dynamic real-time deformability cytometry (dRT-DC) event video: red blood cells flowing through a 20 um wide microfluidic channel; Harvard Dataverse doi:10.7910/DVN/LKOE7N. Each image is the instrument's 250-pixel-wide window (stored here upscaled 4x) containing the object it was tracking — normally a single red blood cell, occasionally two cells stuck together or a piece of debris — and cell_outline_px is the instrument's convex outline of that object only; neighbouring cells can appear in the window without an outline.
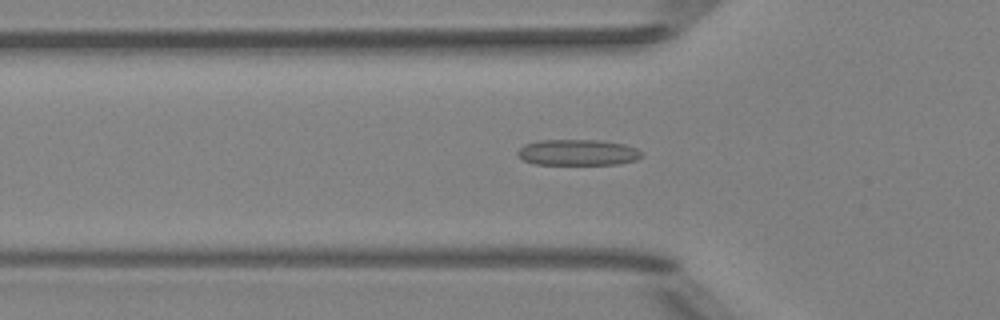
{"species": "Egyptian fruit bat (a non-hibernating species)", "species_latin": "Rousettus aegyptiacus", "temperature_condition": "room temperature", "stored_images_in_passage": 37, "camera_frame_rate_fps": 3000, "um_per_image_px": 0.085, "animal": {"sex": "female"}, "frame": {"image": 1, "passage_image": 3, "time_ms": 0.667, "image_size_px": [1000, 320], "cell_outline_px": [[644, 156], [636, 160], [620, 164], [532, 164], [524, 160], [516, 152], [524, 144], [536, 140], [600, 140], [624, 144], [636, 148], [644, 152]], "centroid_in_image_um": [49.14, 12.95], "position_along_channel_um": 76.7, "area_um2": 18.96}}
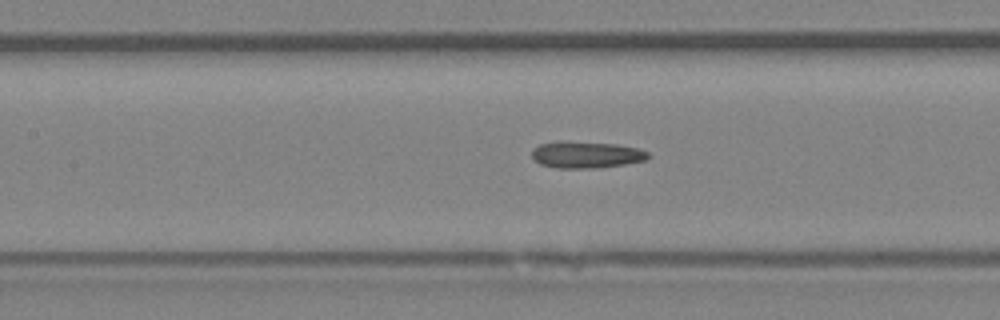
{"frame": {"image": 2, "passage_image": 9, "time_ms": 2.667, "image_size_px": [1000, 320], "cell_outline_px": [[652, 156], [644, 160], [624, 164], [596, 168], [556, 168], [540, 164], [532, 156], [532, 148], [540, 144], [556, 140], [564, 140], [616, 144], [636, 148], [648, 152]], "centroid_in_image_um": [49.79, 13.13], "position_along_channel_um": 157.6, "area_um2": 18.26}}
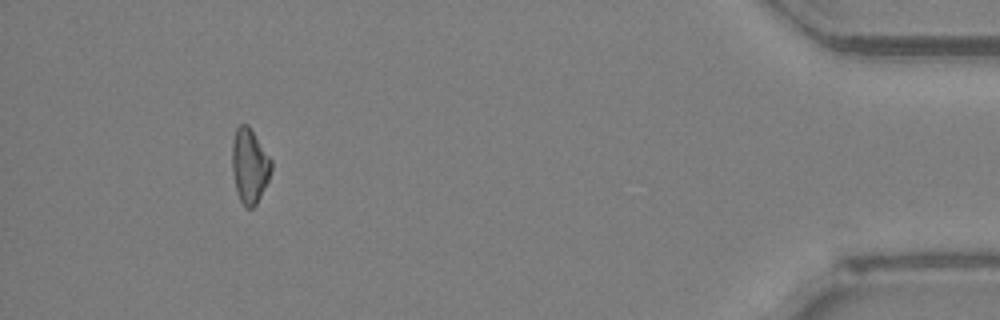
{"frame": {"image": 3, "passage_image": 33, "time_ms": 10.667, "image_size_px": [1000, 320], "cell_outline_px": [[272, 168], [268, 180], [256, 204], [252, 208], [244, 208], [236, 192], [232, 172], [232, 140], [236, 128], [240, 124], [248, 124], [272, 160]], "centroid_in_image_um": [21.2, 14.09], "position_along_channel_um": 414.0, "area_um2": 17.17}, "authors_computed_cell_mechanics": {"area_um2": 17.5134, "velocity_mm_per_s": 4.045, "shape_relaxation_time_tau1_ms": 4.7081, "shape_relaxation_time_tau2_ms": 5.5043, "deformation_change_tau1": 0.0885, "deformation_change_tau2": 0.1462}}